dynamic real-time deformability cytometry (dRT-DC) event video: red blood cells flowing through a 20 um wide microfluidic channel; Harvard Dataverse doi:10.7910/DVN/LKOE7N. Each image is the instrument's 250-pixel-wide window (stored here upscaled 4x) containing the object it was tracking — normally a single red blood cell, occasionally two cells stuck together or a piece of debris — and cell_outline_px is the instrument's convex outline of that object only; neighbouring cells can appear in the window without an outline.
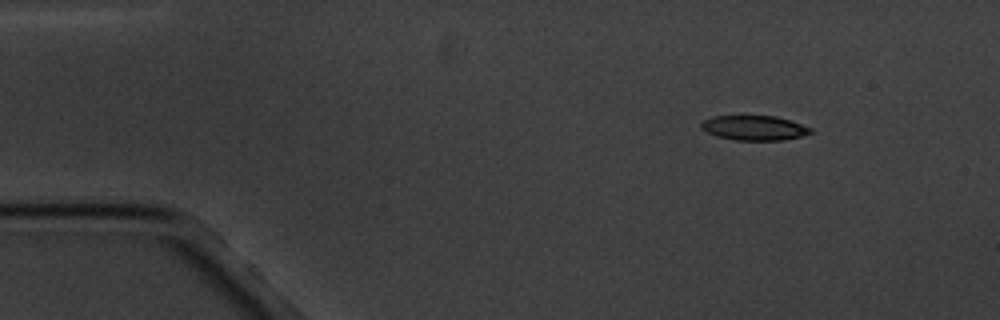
{"species": "common noctule bat (a hibernating species)", "species_latin": "Nyctalus noctula", "temperature_condition": "cold", "stored_images_in_passage": 9, "camera_frame_rate_fps": 3000, "um_per_image_px": 0.085, "animal": {"sex": "male", "body_mass_g": 20.1, "forearm_length_mm": 53.5}, "frame": {"image": 1, "passage_image": 1, "time_ms": 0.0, "image_size_px": [1000, 320], "cell_outline_px": [[812, 132], [800, 136], [784, 140], [736, 140], [716, 136], [700, 128], [700, 124], [704, 120], [712, 116], [776, 116], [812, 128]], "centroid_in_image_um": [64.08, 10.87], "position_along_channel_um": 20.9, "area_um2": 15.61}}
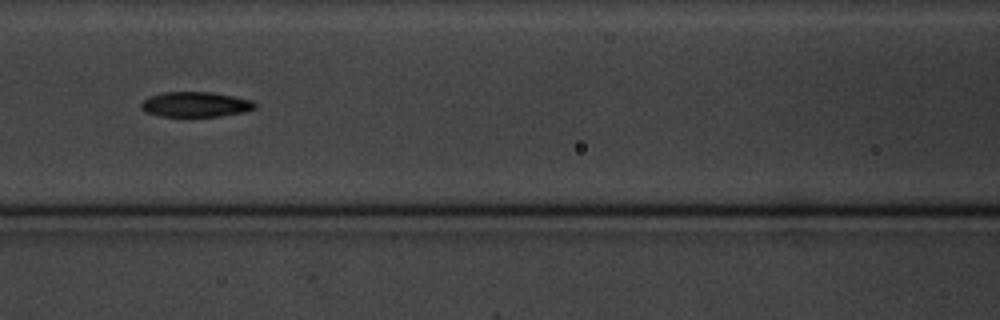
{"frame": {"image": 2, "passage_image": 6, "time_ms": 6.0, "image_size_px": [1000, 320], "cell_outline_px": [[256, 108], [244, 112], [220, 116], [160, 116], [148, 112], [140, 108], [140, 104], [148, 96], [164, 92], [212, 92], [252, 100], [256, 104]], "centroid_in_image_um": [16.62, 8.87], "position_along_channel_um": 150.0, "area_um2": 16.59}}
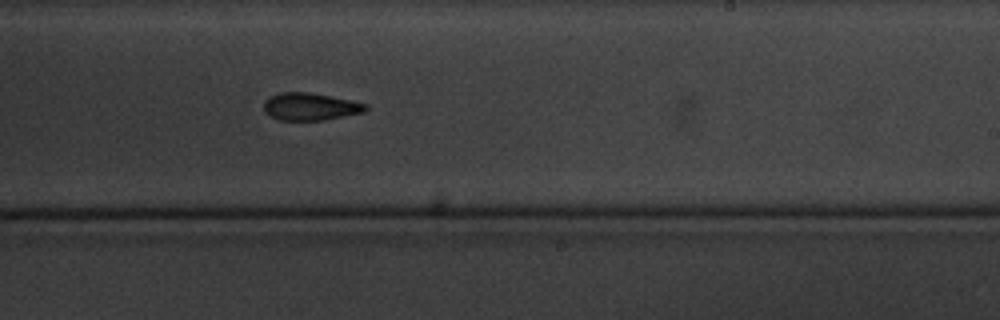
{"frame": {"image": 3, "passage_image": 9, "time_ms": 9.333, "image_size_px": [1000, 320], "cell_outline_px": [[368, 108], [364, 112], [324, 120], [280, 120], [264, 112], [264, 100], [268, 96], [280, 92], [308, 92], [332, 96], [352, 100], [368, 104]], "centroid_in_image_um": [26.37, 9.05], "position_along_channel_um": 262.6, "area_um2": 16.42}}